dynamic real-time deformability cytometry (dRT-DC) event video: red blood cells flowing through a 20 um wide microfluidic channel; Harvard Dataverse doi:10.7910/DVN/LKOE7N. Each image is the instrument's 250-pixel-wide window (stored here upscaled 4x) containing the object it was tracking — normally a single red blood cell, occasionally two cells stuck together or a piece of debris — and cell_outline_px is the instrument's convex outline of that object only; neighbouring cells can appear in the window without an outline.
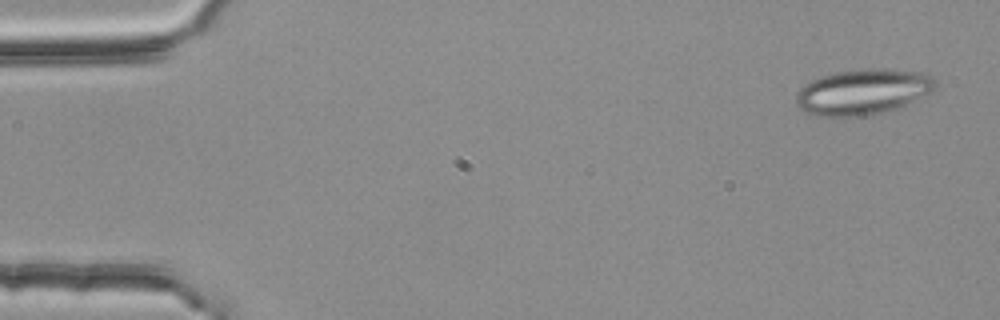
{"species": "common noctule bat (a hibernating species)", "species_latin": "Nyctalus noctula", "temperature_condition": "room temperature", "stored_images_in_passage": 4, "camera_frame_rate_fps": 3000, "um_per_image_px": 0.085, "animal": {"sex": "female", "body_mass_g": 25.1}, "frame": {"image": 1, "passage_image": 1, "time_ms": 0.0, "image_size_px": [1000, 320], "cell_outline_px": [[936, 88], [932, 92], [904, 108], [864, 116], [816, 116], [804, 112], [796, 104], [796, 92], [804, 84], [820, 76], [832, 72], [868, 68], [888, 68], [920, 72], [932, 76], [936, 80]], "centroid_in_image_um": [73.38, 7.81], "position_along_channel_um": 11.6, "area_um2": 37.92}}